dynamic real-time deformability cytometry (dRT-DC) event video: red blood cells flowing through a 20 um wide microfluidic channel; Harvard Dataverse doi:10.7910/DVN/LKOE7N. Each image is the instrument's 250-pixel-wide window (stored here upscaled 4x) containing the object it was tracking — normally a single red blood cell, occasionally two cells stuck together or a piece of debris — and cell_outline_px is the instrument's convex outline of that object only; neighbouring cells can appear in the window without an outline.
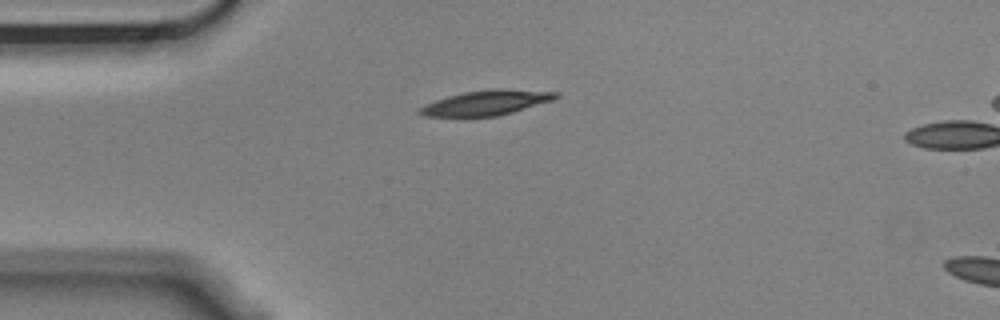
{"species": "Egyptian fruit bat (a non-hibernating species)", "species_latin": "Rousettus aegyptiacus", "temperature_condition": "cold", "stored_images_in_passage": 2, "camera_frame_rate_fps": 3000, "um_per_image_px": 0.085, "animal": {"sex": "male"}, "frame": {"image": 1, "passage_image": 1, "time_ms": 0.0, "image_size_px": [1000, 320], "cell_outline_px": [[560, 96], [552, 100], [512, 112], [496, 116], [424, 116], [416, 112], [420, 108], [436, 100], [448, 96], [464, 92], [492, 88], [500, 88], [560, 92]], "centroid_in_image_um": [41.37, 8.71], "position_along_channel_um": 43.6, "area_um2": 19.54}}